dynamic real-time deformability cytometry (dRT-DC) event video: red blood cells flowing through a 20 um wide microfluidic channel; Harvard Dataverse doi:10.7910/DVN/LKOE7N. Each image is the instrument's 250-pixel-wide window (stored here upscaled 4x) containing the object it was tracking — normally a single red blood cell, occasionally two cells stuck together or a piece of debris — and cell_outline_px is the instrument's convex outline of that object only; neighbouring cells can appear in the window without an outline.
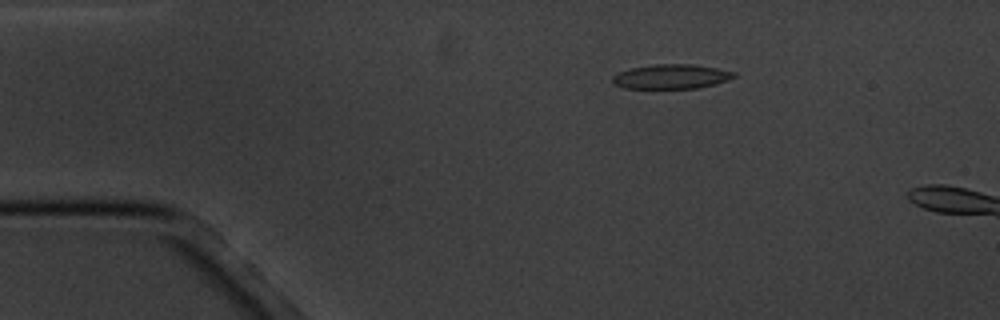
{"species": "common noctule bat (a hibernating species)", "species_latin": "Nyctalus noctula", "temperature_condition": "cold", "stored_images_in_passage": 3, "camera_frame_rate_fps": 3000, "um_per_image_px": 0.085, "animal": {"sex": "male", "body_mass_g": 20.1, "forearm_length_mm": 53.5}, "frame": {"image": 1, "passage_image": 2, "time_ms": 1.0, "image_size_px": [1000, 320], "cell_outline_px": [[736, 76], [728, 80], [716, 84], [696, 88], [624, 88], [612, 84], [612, 76], [620, 72], [632, 68], [656, 64], [692, 64], [716, 68], [736, 72]], "centroid_in_image_um": [57.06, 6.51], "position_along_channel_um": 27.9, "area_um2": 17.28}}